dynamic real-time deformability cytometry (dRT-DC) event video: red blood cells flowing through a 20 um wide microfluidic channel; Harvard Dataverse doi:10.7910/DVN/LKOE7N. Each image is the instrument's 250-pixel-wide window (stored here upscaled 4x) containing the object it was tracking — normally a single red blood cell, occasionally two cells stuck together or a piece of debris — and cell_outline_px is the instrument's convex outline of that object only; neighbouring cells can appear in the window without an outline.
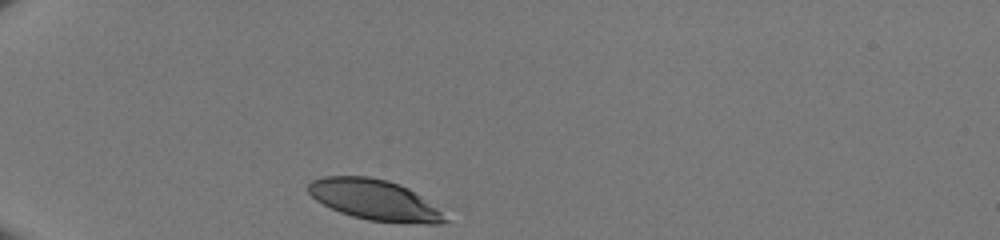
{"species": "human", "species_latin": "Homo sapiens", "temperature_condition": "room temperature", "stored_images_in_passage": 28, "camera_frame_rate_fps": 3000, "um_per_image_px": 0.085, "donor": {"sex": "male"}, "frame": {"image": 1, "passage_image": 1, "time_ms": 0.0, "image_size_px": [1000, 240], "cell_outline_px": [[448, 220], [440, 224], [404, 224], [368, 220], [352, 216], [340, 212], [316, 200], [308, 192], [308, 184], [312, 180], [324, 176], [368, 176], [388, 180], [400, 184], [408, 188], [420, 196], [436, 208]], "centroid_in_image_um": [31.82, 17.0], "position_along_channel_um": 53.2, "area_um2": 32.19}}
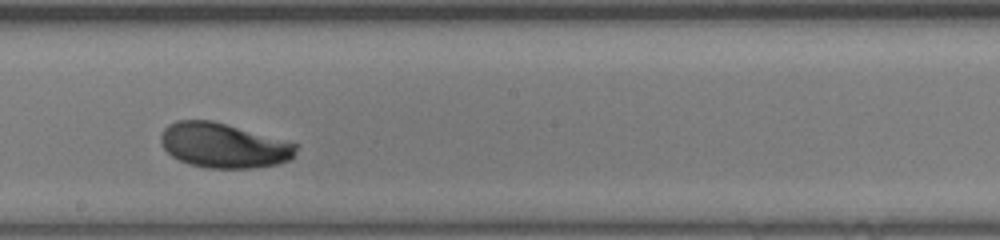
{"frame": {"image": 2, "passage_image": 16, "time_ms": 5.0, "image_size_px": [1000, 240], "cell_outline_px": [[300, 144], [296, 152], [288, 160], [280, 164], [252, 168], [208, 168], [188, 164], [172, 156], [164, 148], [160, 140], [160, 136], [164, 128], [168, 124], [176, 120], [212, 120]], "centroid_in_image_um": [19.01, 12.36], "position_along_channel_um": 229.2, "area_um2": 35.43}}
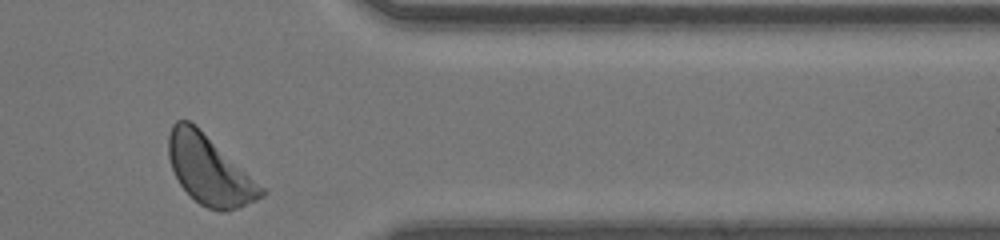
{"frame": {"image": 3, "passage_image": 28, "time_ms": 9.0, "image_size_px": [1000, 240], "cell_outline_px": [[268, 192], [264, 196], [256, 200], [228, 212], [224, 212], [208, 208], [200, 204], [180, 184], [172, 168], [168, 156], [168, 136], [172, 124], [176, 120], [188, 120], [196, 124], [264, 188]], "centroid_in_image_um": [17.79, 14.44], "position_along_channel_um": 393.6, "area_um2": 37.05}}